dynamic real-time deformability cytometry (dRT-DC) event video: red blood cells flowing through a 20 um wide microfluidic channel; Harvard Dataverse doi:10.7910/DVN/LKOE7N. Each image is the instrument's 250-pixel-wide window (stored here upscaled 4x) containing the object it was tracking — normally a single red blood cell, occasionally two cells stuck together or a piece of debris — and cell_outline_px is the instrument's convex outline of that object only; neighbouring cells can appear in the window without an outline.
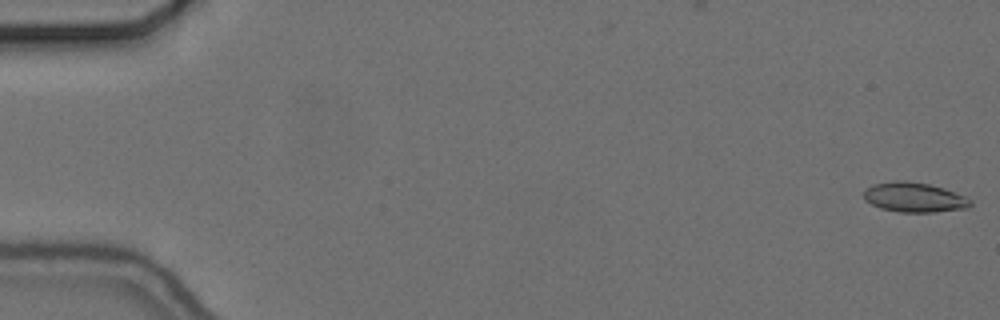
{"species": "common noctule bat (a hibernating species)", "species_latin": "Nyctalus noctula", "temperature_condition": "cold", "stored_images_in_passage": 56, "camera_frame_rate_fps": 3000, "um_per_image_px": 0.085, "animal": {"sex": "female", "body_mass_g": 24.6, "forearm_length_mm": 56.2}, "frame": {"image": 1, "passage_image": 1, "time_ms": 0.0, "image_size_px": [1000, 320], "cell_outline_px": [[972, 204], [968, 208], [932, 212], [900, 212], [880, 208], [864, 200], [864, 188], [872, 184], [896, 180], [904, 180], [928, 184], [944, 188], [964, 196], [972, 200]], "centroid_in_image_um": [77.68, 16.76], "position_along_channel_um": 7.3, "area_um2": 18.55}}
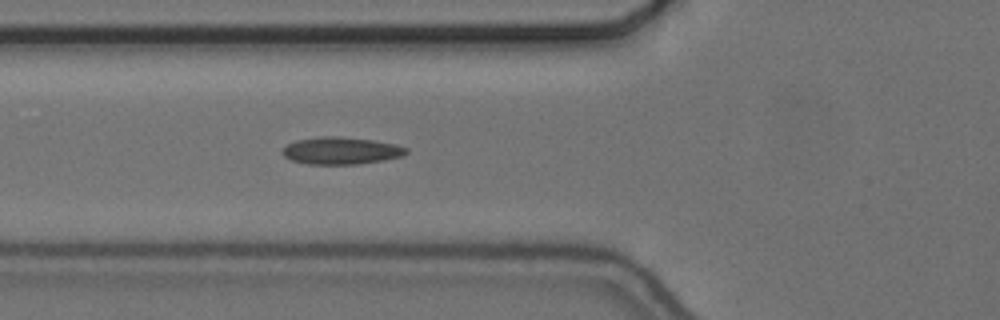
{"frame": {"image": 2, "passage_image": 21, "time_ms": 6.667, "image_size_px": [1000, 320], "cell_outline_px": [[408, 152], [400, 156], [384, 160], [356, 164], [308, 164], [292, 160], [284, 156], [280, 152], [288, 144], [296, 140], [320, 136], [340, 136], [372, 140], [396, 144], [408, 148]], "centroid_in_image_um": [28.98, 12.8], "position_along_channel_um": 96.8, "area_um2": 19.59}}
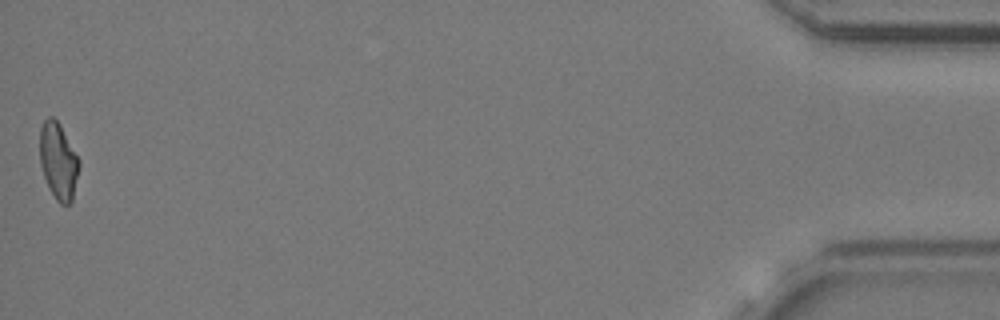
{"frame": {"image": 3, "passage_image": 56, "time_ms": 18.333, "image_size_px": [1000, 320], "cell_outline_px": [[80, 168], [72, 200], [68, 204], [60, 204], [56, 200], [48, 188], [40, 164], [40, 128], [44, 120], [48, 116], [52, 116], [60, 124], [80, 160]], "centroid_in_image_um": [4.96, 13.69], "position_along_channel_um": 430.2, "area_um2": 17.69}, "authors_computed_cell_mechanics": {"area_um2": 18.207, "velocity_mm_per_s": 3.6755, "shape_relaxation_time_tau1_ms": null, "shape_relaxation_time_tau2_ms": 3.2337, "deformation_change_tau1": null, "deformation_change_tau2": 0.102}}